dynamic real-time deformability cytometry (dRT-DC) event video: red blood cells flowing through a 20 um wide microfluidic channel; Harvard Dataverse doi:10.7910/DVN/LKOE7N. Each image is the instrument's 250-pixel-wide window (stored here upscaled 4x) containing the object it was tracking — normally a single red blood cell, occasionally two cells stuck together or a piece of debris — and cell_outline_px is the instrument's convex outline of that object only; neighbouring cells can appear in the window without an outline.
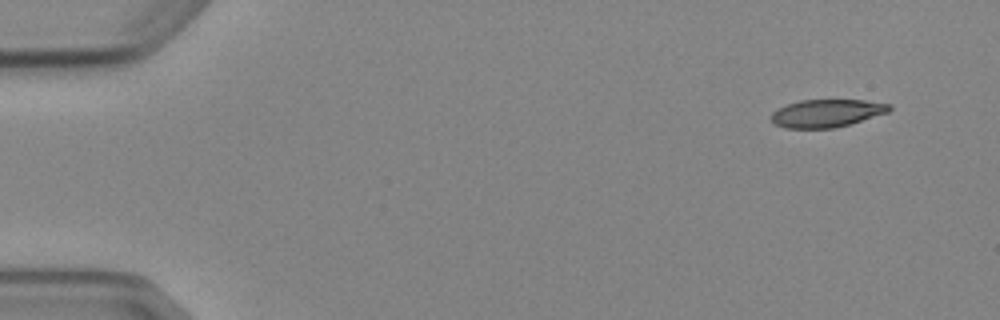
{"species": "Egyptian fruit bat (a non-hibernating species)", "species_latin": "Rousettus aegyptiacus", "temperature_condition": "cold", "stored_images_in_passage": 5, "camera_frame_rate_fps": 3000, "um_per_image_px": 0.085, "animal": {"sex": "female"}, "frame": {"image": 1, "passage_image": 1, "time_ms": 0.0, "image_size_px": [1000, 320], "cell_outline_px": [[892, 108], [888, 112], [848, 124], [832, 128], [784, 128], [776, 124], [772, 120], [772, 112], [788, 104], [800, 100], [864, 100], [892, 104]], "centroid_in_image_um": [70.29, 9.61], "position_along_channel_um": 14.7, "area_um2": 18.84}}
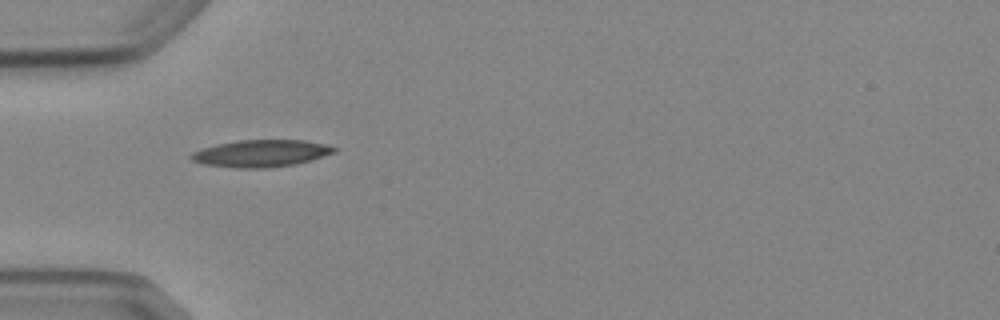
{"frame": {"image": 2, "passage_image": 4, "time_ms": 4.333, "image_size_px": [1000, 320], "cell_outline_px": [[336, 152], [312, 160], [296, 164], [268, 168], [236, 168], [204, 164], [192, 160], [188, 156], [192, 152], [216, 144], [236, 140], [304, 140], [324, 144], [336, 148]], "centroid_in_image_um": [22.18, 13.04], "position_along_channel_um": 62.8, "area_um2": 22.6}}
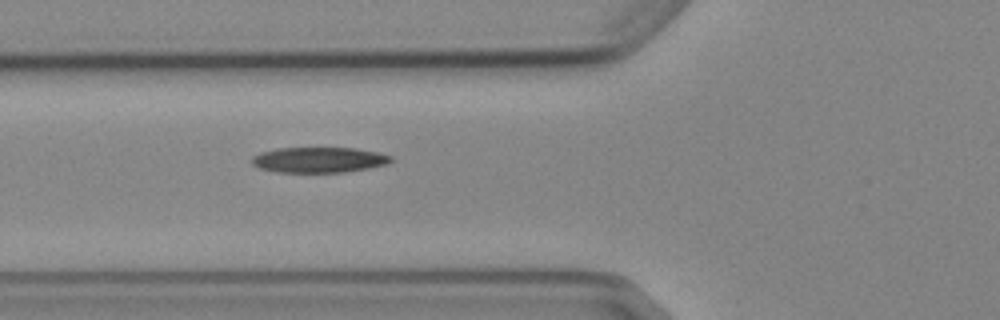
{"frame": {"image": 3, "passage_image": 5, "time_ms": 5.333, "image_size_px": [1000, 320], "cell_outline_px": [[392, 160], [388, 164], [368, 168], [344, 172], [276, 172], [260, 168], [252, 164], [252, 156], [260, 152], [276, 148], [356, 148], [376, 152], [392, 156]], "centroid_in_image_um": [27.09, 13.58], "position_along_channel_um": 98.7, "area_um2": 20.63}}